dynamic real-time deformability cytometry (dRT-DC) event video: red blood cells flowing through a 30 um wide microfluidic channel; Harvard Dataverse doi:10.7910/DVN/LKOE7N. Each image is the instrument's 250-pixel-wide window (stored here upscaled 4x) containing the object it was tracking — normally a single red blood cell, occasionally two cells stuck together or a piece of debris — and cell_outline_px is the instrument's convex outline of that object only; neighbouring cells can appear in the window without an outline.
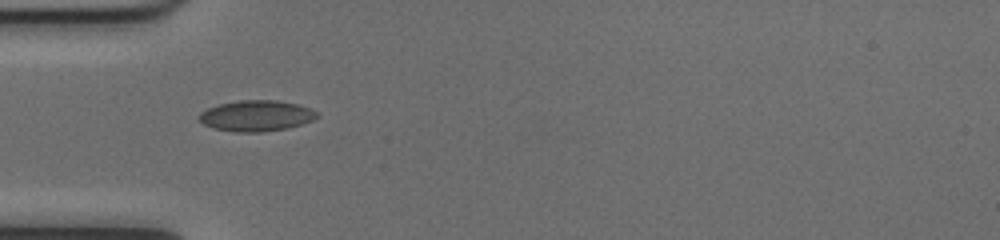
{"species": "common noctule bat (a hibernating species)", "species_latin": "Nyctalus noctula", "temperature_condition": "cold", "stored_images_in_passage": 7, "camera_frame_rate_fps": 3000, "um_per_image_px": 0.085, "animal": {"sex": "female", "body_mass_g": 17.0, "forearm_length_mm": 48.0}, "frame": {"image": 1, "passage_image": 1, "time_ms": 0.0, "image_size_px": [1000, 240], "cell_outline_px": [[320, 116], [312, 120], [288, 128], [260, 132], [236, 132], [212, 128], [204, 124], [196, 116], [200, 112], [208, 108], [220, 104], [240, 100], [276, 100], [296, 104], [308, 108], [316, 112]], "centroid_in_image_um": [21.75, 9.84], "position_along_channel_um": 63.3, "area_um2": 21.1}}